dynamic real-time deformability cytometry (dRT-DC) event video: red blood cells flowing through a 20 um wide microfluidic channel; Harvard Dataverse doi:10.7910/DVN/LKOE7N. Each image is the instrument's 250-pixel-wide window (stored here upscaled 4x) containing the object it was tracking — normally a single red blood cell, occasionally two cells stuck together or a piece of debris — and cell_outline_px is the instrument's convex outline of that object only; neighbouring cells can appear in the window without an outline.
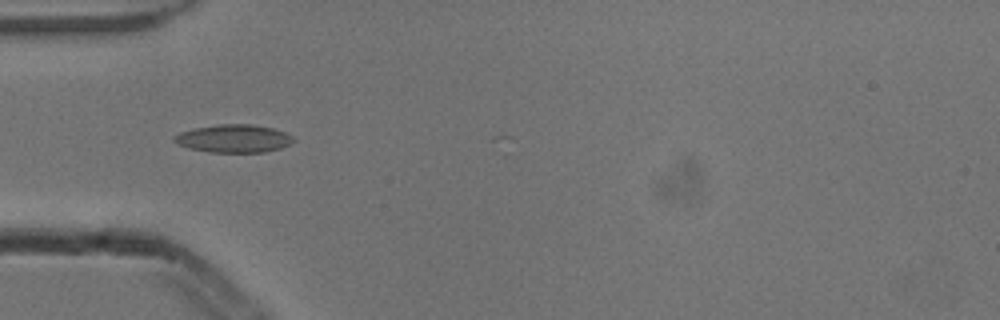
{"species": "common noctule bat (a hibernating species)", "species_latin": "Nyctalus noctula", "temperature_condition": "cold", "stored_images_in_passage": 5, "camera_frame_rate_fps": 3000, "um_per_image_px": 0.085, "animal": {"sex": "male", "body_mass_g": 13.3}, "frame": {"image": 1, "passage_image": 3, "time_ms": 0.667, "image_size_px": [1000, 320], "cell_outline_px": [[296, 140], [280, 148], [264, 152], [208, 152], [188, 148], [176, 144], [172, 140], [172, 136], [180, 132], [196, 128], [220, 124], [252, 124], [272, 128], [284, 132], [292, 136]], "centroid_in_image_um": [19.82, 11.78], "position_along_channel_um": 65.2, "area_um2": 19.42}}
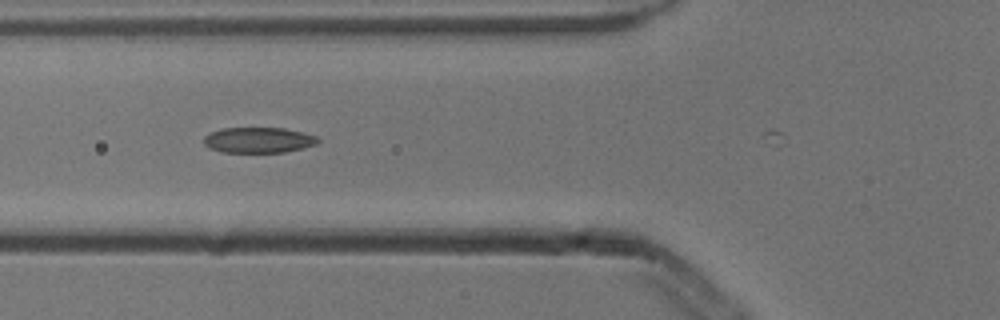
{"frame": {"image": 2, "passage_image": 4, "time_ms": 1.0, "image_size_px": [1000, 320], "cell_outline_px": [[320, 140], [316, 144], [284, 152], [220, 152], [208, 148], [204, 144], [204, 136], [208, 132], [220, 128], [284, 128], [304, 132], [316, 136]], "centroid_in_image_um": [21.92, 11.9], "position_along_channel_um": 103.9, "area_um2": 17.11}}